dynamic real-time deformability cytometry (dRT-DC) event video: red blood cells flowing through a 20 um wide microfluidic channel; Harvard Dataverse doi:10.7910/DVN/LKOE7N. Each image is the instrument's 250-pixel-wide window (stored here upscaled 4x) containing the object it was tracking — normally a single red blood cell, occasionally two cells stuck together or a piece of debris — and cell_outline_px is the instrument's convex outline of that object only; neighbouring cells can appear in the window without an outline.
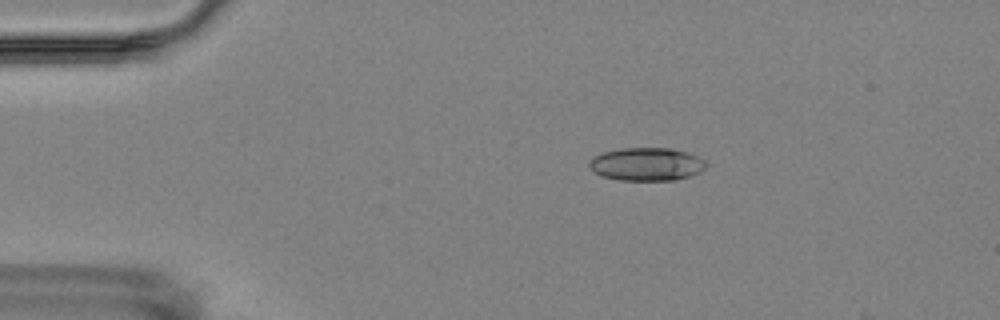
{"species": "Egyptian fruit bat (a non-hibernating species)", "species_latin": "Rousettus aegyptiacus", "temperature_condition": "room temperature", "stored_images_in_passage": 3, "camera_frame_rate_fps": 3000, "um_per_image_px": 0.085, "animal": {"sex": "female"}, "frame": {"image": 1, "passage_image": 1, "time_ms": 0.0, "image_size_px": [1000, 320], "cell_outline_px": [[708, 164], [700, 172], [676, 180], [620, 180], [600, 176], [588, 164], [588, 160], [592, 156], [604, 152], [620, 148], [672, 148], [688, 152], [704, 160]], "centroid_in_image_um": [54.95, 13.95], "position_along_channel_um": 30.1, "area_um2": 22.6}}
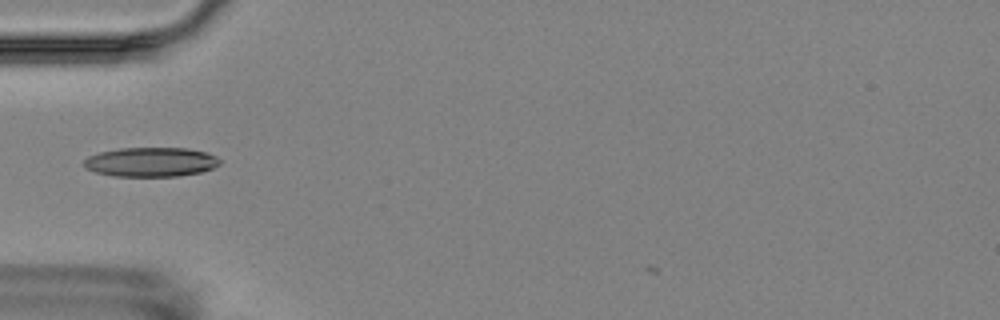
{"frame": {"image": 2, "passage_image": 3, "time_ms": 2.667, "image_size_px": [1000, 320], "cell_outline_px": [[220, 164], [212, 168], [200, 172], [176, 176], [112, 176], [96, 172], [84, 168], [84, 160], [88, 156], [100, 152], [120, 148], [188, 148], [208, 152], [216, 156], [220, 160]], "centroid_in_image_um": [12.82, 13.76], "position_along_channel_um": 72.2, "area_um2": 23.29}}